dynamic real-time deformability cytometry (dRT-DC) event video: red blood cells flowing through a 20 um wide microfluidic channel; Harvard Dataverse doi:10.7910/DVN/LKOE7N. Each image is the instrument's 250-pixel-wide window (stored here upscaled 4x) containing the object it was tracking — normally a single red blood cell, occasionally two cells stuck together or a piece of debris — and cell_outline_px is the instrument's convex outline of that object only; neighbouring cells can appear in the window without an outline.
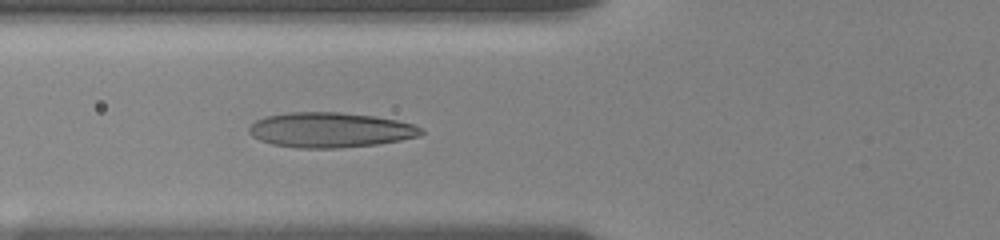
{"species": "human", "species_latin": "Homo sapiens", "temperature_condition": "room temperature", "stored_images_in_passage": 2, "camera_frame_rate_fps": 3000, "um_per_image_px": 0.085, "donor": {"sex": "female"}, "frame": {"image": 1, "passage_image": 2, "time_ms": 0.667, "image_size_px": [1000, 240], "cell_outline_px": [[424, 132], [420, 136], [400, 140], [376, 144], [336, 148], [300, 148], [272, 144], [260, 140], [252, 136], [248, 132], [248, 128], [256, 120], [268, 116], [288, 112], [340, 112], [376, 116], [396, 120], [412, 124], [424, 128]], "centroid_in_image_um": [28.09, 11.04], "position_along_channel_um": 97.7, "area_um2": 35.14}}